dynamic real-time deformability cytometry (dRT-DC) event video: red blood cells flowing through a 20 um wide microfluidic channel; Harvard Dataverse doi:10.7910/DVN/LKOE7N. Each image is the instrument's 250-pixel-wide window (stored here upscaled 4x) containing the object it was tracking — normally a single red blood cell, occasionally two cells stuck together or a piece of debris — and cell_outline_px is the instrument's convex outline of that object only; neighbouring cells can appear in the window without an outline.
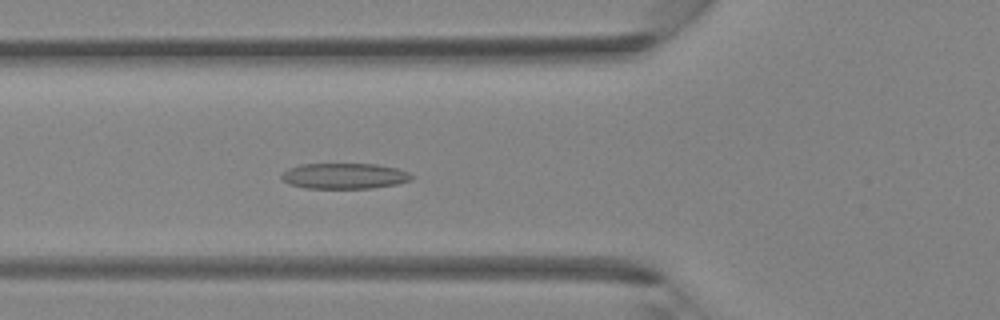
{"species": "Egyptian fruit bat (a non-hibernating species)", "species_latin": "Rousettus aegyptiacus", "temperature_condition": "room temperature", "stored_images_in_passage": 32, "camera_frame_rate_fps": 3000, "um_per_image_px": 0.085, "animal": {"sex": "female"}, "frame": {"image": 1, "passage_image": 6, "time_ms": 1.667, "image_size_px": [1000, 320], "cell_outline_px": [[416, 176], [412, 180], [396, 184], [372, 188], [304, 188], [288, 184], [280, 176], [288, 168], [300, 164], [376, 164], [396, 168], [408, 172]], "centroid_in_image_um": [29.28, 14.96], "position_along_channel_um": 96.5, "area_um2": 19.54}}
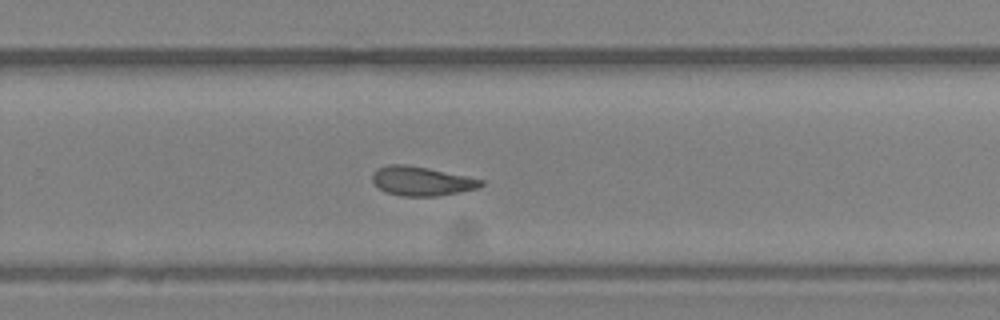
{"frame": {"image": 2, "passage_image": 18, "time_ms": 5.667, "image_size_px": [1000, 320], "cell_outline_px": [[484, 184], [480, 188], [436, 196], [400, 196], [388, 192], [380, 188], [372, 180], [372, 172], [376, 168], [388, 164], [408, 164], [428, 168], [484, 180]], "centroid_in_image_um": [35.82, 15.38], "position_along_channel_um": 294.0, "area_um2": 18.44}}
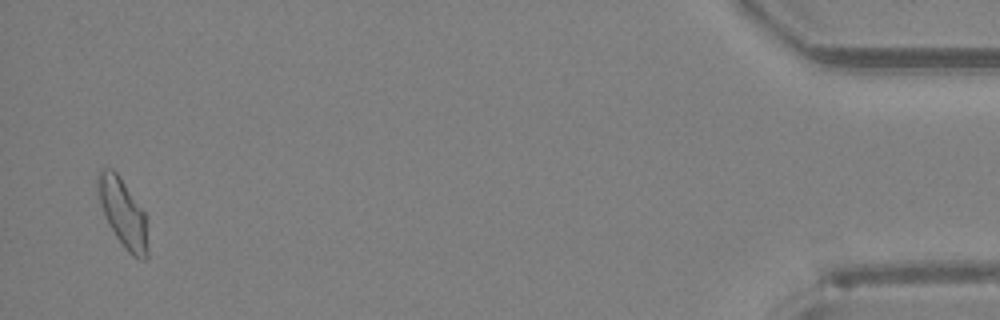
{"frame": {"image": 3, "passage_image": 31, "time_ms": 10.0, "image_size_px": [1000, 320], "cell_outline_px": [[148, 256], [144, 260], [140, 260], [132, 256], [124, 248], [116, 236], [104, 216], [100, 204], [96, 180], [96, 176], [100, 168], [112, 168], [120, 176], [144, 212], [148, 248]], "centroid_in_image_um": [10.43, 18.09], "position_along_channel_um": 424.8, "area_um2": 19.88}}